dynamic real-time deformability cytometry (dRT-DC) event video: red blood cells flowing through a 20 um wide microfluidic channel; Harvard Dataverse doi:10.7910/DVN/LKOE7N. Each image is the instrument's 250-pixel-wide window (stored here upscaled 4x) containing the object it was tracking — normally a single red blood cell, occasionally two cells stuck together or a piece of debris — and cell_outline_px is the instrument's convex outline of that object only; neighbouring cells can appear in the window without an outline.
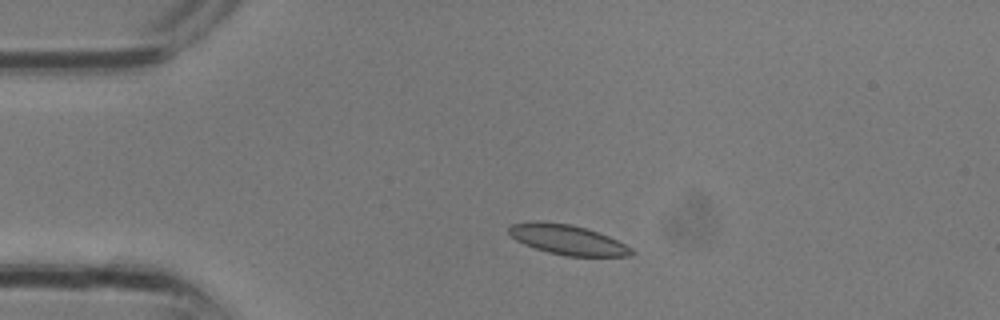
{"species": "common noctule bat (a hibernating species)", "species_latin": "Nyctalus noctula", "temperature_condition": "room temperature", "stored_images_in_passage": 29, "camera_frame_rate_fps": 3000, "um_per_image_px": 0.085, "animal": {"sex": "male", "body_mass_g": 13.3}, "frame": {"image": 1, "passage_image": 5, "time_ms": 1.333, "image_size_px": [1000, 320], "cell_outline_px": [[636, 252], [628, 256], [568, 256], [548, 252], [524, 244], [516, 240], [508, 232], [508, 228], [512, 224], [536, 220], [540, 220], [572, 224], [588, 228], [608, 236], [632, 248]], "centroid_in_image_um": [48.23, 20.35], "position_along_channel_um": 36.8, "area_um2": 21.44}}
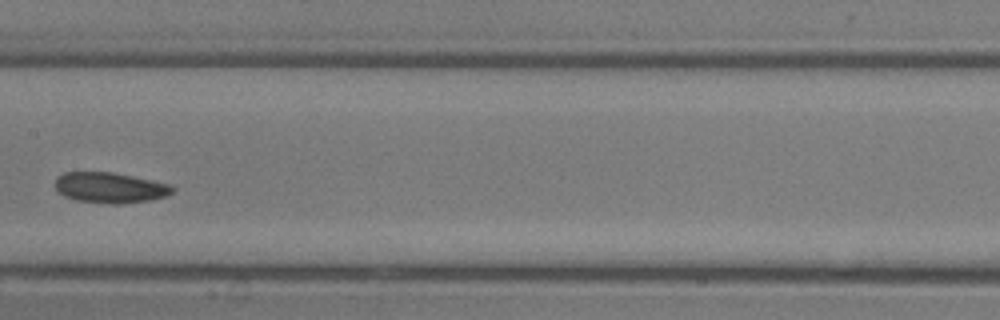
{"frame": {"image": 2, "passage_image": 14, "time_ms": 4.333, "image_size_px": [1000, 320], "cell_outline_px": [[176, 188], [168, 196], [148, 200], [120, 204], [112, 204], [76, 200], [64, 196], [56, 192], [52, 184], [56, 176], [64, 172], [112, 172], [172, 184]], "centroid_in_image_um": [9.3, 15.94], "position_along_channel_um": 198.1, "area_um2": 21.27}}
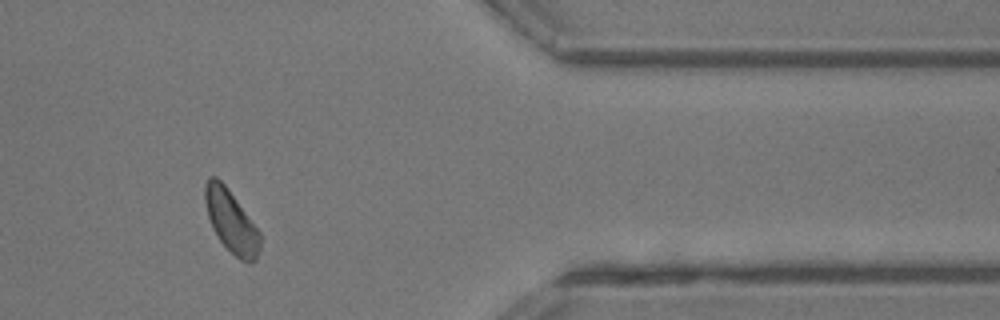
{"frame": {"image": 3, "passage_image": 24, "time_ms": 7.667, "image_size_px": [1000, 320], "cell_outline_px": [[260, 248], [256, 260], [248, 264], [240, 260], [220, 240], [212, 228], [208, 216], [204, 200], [204, 184], [208, 176], [216, 176], [224, 184], [260, 232]], "centroid_in_image_um": [19.63, 18.81], "position_along_channel_um": 391.8, "area_um2": 19.83}}